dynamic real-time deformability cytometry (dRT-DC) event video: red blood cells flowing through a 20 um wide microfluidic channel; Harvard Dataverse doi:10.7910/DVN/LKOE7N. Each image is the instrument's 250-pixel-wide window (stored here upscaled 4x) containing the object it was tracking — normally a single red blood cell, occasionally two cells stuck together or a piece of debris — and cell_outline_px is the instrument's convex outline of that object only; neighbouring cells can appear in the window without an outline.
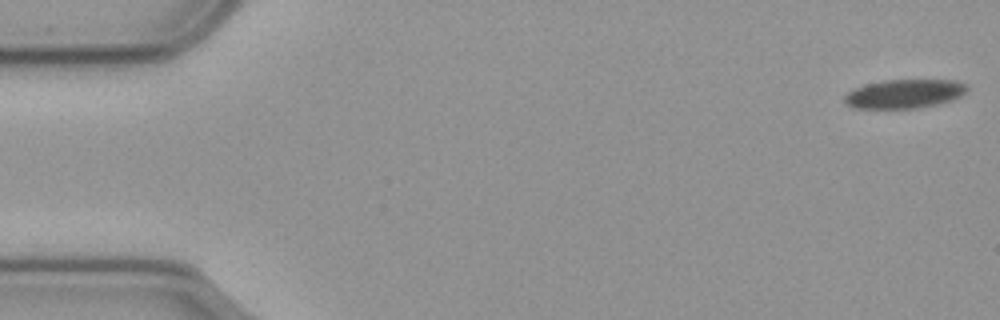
{"species": "common noctule bat (a hibernating species)", "species_latin": "Nyctalus noctula", "temperature_condition": "cold", "stored_images_in_passage": 53, "camera_frame_rate_fps": 3000, "um_per_image_px": 0.085, "animal": {"sex": "male", "body_mass_g": 23.1, "forearm_length_mm": 52.7}, "frame": {"image": 1, "passage_image": 1, "time_ms": 0.0, "image_size_px": [1000, 320], "cell_outline_px": [[968, 88], [960, 96], [936, 104], [916, 108], [860, 108], [848, 104], [844, 100], [844, 96], [848, 92], [856, 88], [868, 84], [884, 80], [952, 80], [964, 84]], "centroid_in_image_um": [76.86, 7.97], "position_along_channel_um": 8.1, "area_um2": 20.06}}
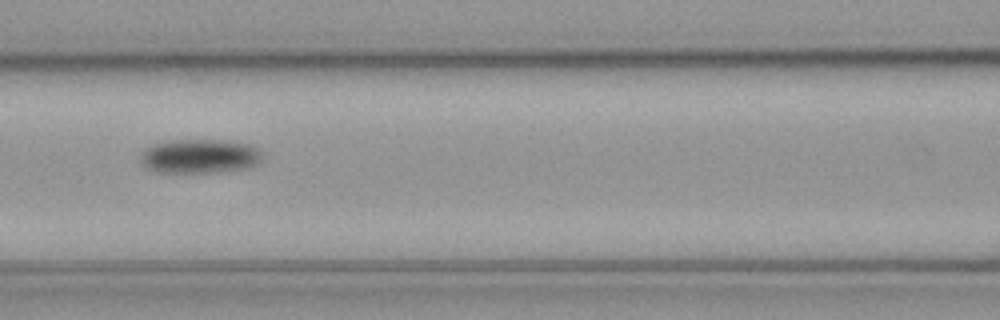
{"frame": {"image": 2, "passage_image": 25, "time_ms": 8.0, "image_size_px": [1000, 320], "cell_outline_px": [[256, 160], [252, 164], [236, 168], [204, 172], [160, 172], [144, 168], [140, 160], [144, 152], [148, 148], [156, 144], [168, 140], [224, 140], [248, 144], [256, 148]], "centroid_in_image_um": [16.8, 13.25], "position_along_channel_um": 149.8, "area_um2": 22.95}}
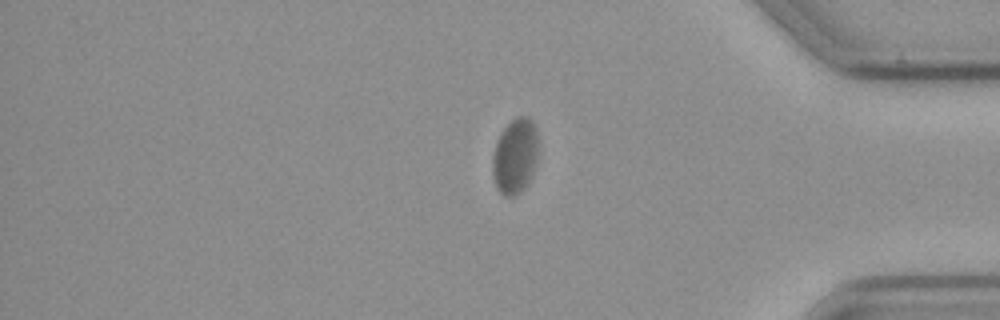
{"frame": {"image": 3, "passage_image": 48, "time_ms": 15.667, "image_size_px": [1000, 320], "cell_outline_px": [[536, 160], [532, 172], [524, 188], [512, 196], [504, 196], [500, 192], [496, 184], [492, 168], [492, 160], [496, 144], [500, 132], [516, 116], [528, 116], [532, 120], [536, 128]], "centroid_in_image_um": [43.76, 13.23], "position_along_channel_um": 391.4, "area_um2": 19.54}}